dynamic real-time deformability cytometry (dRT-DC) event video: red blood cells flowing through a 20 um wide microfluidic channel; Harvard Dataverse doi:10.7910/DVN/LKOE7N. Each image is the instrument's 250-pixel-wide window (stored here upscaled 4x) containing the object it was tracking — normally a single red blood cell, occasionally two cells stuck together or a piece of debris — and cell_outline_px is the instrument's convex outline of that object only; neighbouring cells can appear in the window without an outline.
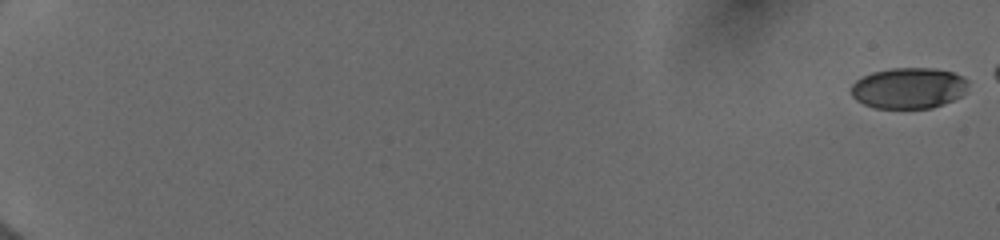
{"species": "human", "species_latin": "Homo sapiens", "temperature_condition": "cold", "stored_images_in_passage": 53, "camera_frame_rate_fps": 3000, "um_per_image_px": 0.085, "donor": {"sex": "female"}, "frame": {"image": 1, "passage_image": 1, "time_ms": 0.0, "image_size_px": [1000, 240], "cell_outline_px": [[968, 92], [952, 100], [932, 108], [876, 108], [864, 104], [856, 100], [852, 96], [852, 84], [856, 80], [872, 72], [892, 68], [932, 68], [952, 72], [964, 76], [968, 80]], "centroid_in_image_um": [77.27, 7.48], "position_along_channel_um": 7.7, "area_um2": 28.03}}
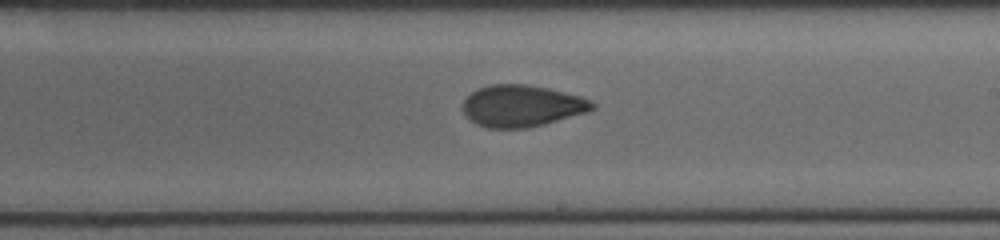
{"frame": {"image": 2, "passage_image": 36, "time_ms": 11.667, "image_size_px": [1000, 240], "cell_outline_px": [[596, 108], [584, 112], [544, 124], [528, 128], [488, 128], [476, 124], [464, 112], [464, 100], [472, 92], [488, 84], [528, 84], [548, 88], [580, 96], [592, 100], [596, 104]], "centroid_in_image_um": [44.37, 8.99], "position_along_channel_um": 244.6, "area_um2": 31.21}}
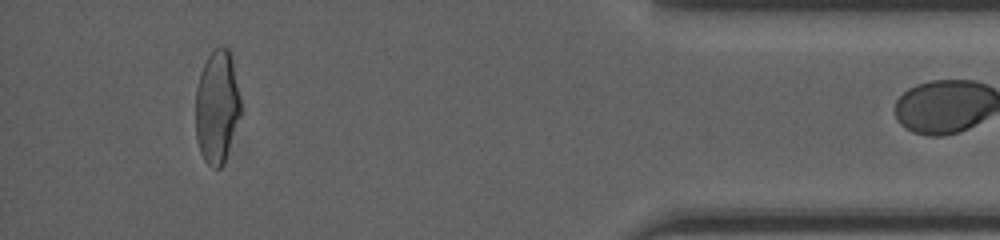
{"frame": {"image": 3, "passage_image": 52, "time_ms": 17.0, "image_size_px": [1000, 240], "cell_outline_px": [[244, 112], [224, 164], [220, 168], [212, 168], [204, 160], [200, 152], [196, 136], [196, 88], [200, 72], [208, 56], [216, 48], [228, 48], [232, 52], [244, 108]], "centroid_in_image_um": [18.52, 9.09], "position_along_channel_um": 416.7, "area_um2": 31.04}}